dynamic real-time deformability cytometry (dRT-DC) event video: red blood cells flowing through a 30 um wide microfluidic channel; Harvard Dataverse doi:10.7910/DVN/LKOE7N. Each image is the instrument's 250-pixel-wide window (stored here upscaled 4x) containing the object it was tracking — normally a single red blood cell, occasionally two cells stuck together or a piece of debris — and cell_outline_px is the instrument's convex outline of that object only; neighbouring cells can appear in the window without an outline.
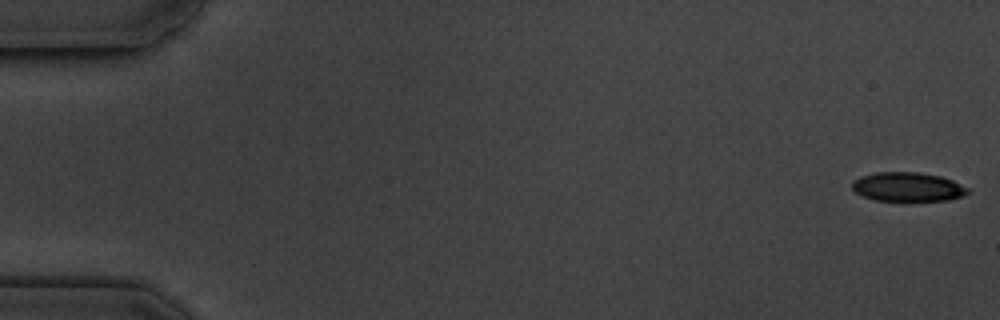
{"species": "common noctule bat (a hibernating species)", "species_latin": "Nyctalus noctula", "temperature_condition": "cold", "stored_images_in_passage": 5, "segment_of_instrument_passage": [1, 2], "camera_frame_rate_fps": 3000, "um_per_image_px": 0.085, "animal": {"sex": "male", "body_mass_g": 19.5, "forearm_length_mm": 54.6}, "frame": {"image": 1, "passage_image": 1, "time_ms": 0.0, "image_size_px": [1000, 320], "cell_outline_px": [[972, 192], [964, 196], [948, 200], [876, 200], [864, 196], [856, 192], [852, 188], [852, 180], [860, 176], [876, 172], [920, 172], [940, 176], [952, 180], [968, 188]], "centroid_in_image_um": [77.17, 15.87], "position_along_channel_um": 7.8, "area_um2": 19.59}}